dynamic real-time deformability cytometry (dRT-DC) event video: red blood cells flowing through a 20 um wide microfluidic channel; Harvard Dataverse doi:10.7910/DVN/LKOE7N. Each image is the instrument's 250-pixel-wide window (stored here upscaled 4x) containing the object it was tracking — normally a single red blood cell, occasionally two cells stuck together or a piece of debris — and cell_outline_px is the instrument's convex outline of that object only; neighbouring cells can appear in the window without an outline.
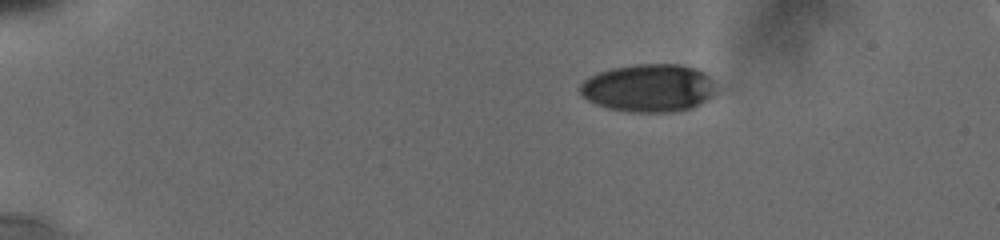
{"species": "human", "species_latin": "Homo sapiens", "temperature_condition": "cold", "stored_images_in_passage": 11, "camera_frame_rate_fps": 3000, "um_per_image_px": 0.085, "donor": {"sex": "male"}, "frame": {"image": 1, "passage_image": 1, "time_ms": 0.0, "image_size_px": [1000, 240], "cell_outline_px": [[732, 88], [692, 108], [672, 112], [628, 112], [608, 108], [596, 104], [580, 96], [580, 84], [584, 80], [600, 72], [612, 68], [636, 64], [680, 64], [696, 68], [728, 84]], "centroid_in_image_um": [55.39, 7.48], "position_along_channel_um": 29.6, "area_um2": 39.77}}
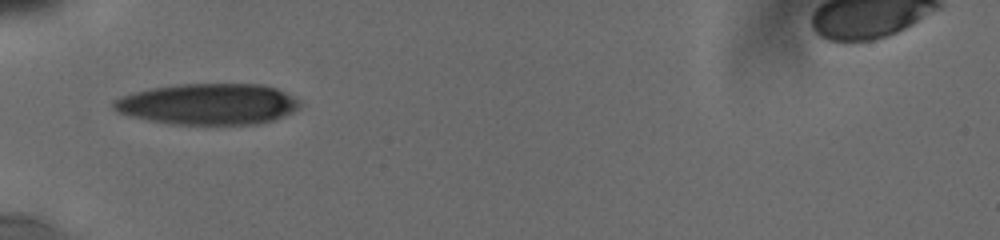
{"frame": {"image": 2, "passage_image": 7, "time_ms": 3.333, "image_size_px": [1000, 240], "cell_outline_px": [[300, 108], [292, 112], [272, 120], [256, 124], [172, 124], [148, 120], [132, 116], [120, 112], [112, 108], [112, 100], [120, 96], [152, 88], [180, 84], [264, 84], [276, 88], [300, 100]], "centroid_in_image_um": [17.7, 8.84], "position_along_channel_um": 67.3, "area_um2": 44.45}}
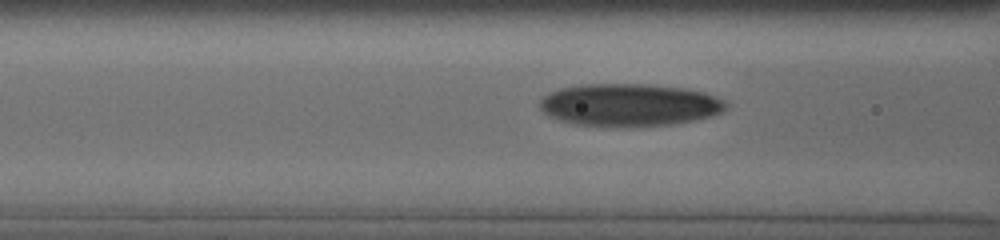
{"frame": {"image": 3, "passage_image": 10, "time_ms": 4.667, "image_size_px": [1000, 240], "cell_outline_px": [[728, 104], [724, 112], [712, 116], [696, 120], [676, 124], [628, 128], [624, 128], [572, 124], [556, 120], [548, 116], [540, 108], [540, 96], [548, 92], [560, 88], [580, 84], [640, 84], [684, 88], [704, 92], [724, 100]], "centroid_in_image_um": [53.46, 8.94], "position_along_channel_um": 113.1, "area_um2": 47.16}}